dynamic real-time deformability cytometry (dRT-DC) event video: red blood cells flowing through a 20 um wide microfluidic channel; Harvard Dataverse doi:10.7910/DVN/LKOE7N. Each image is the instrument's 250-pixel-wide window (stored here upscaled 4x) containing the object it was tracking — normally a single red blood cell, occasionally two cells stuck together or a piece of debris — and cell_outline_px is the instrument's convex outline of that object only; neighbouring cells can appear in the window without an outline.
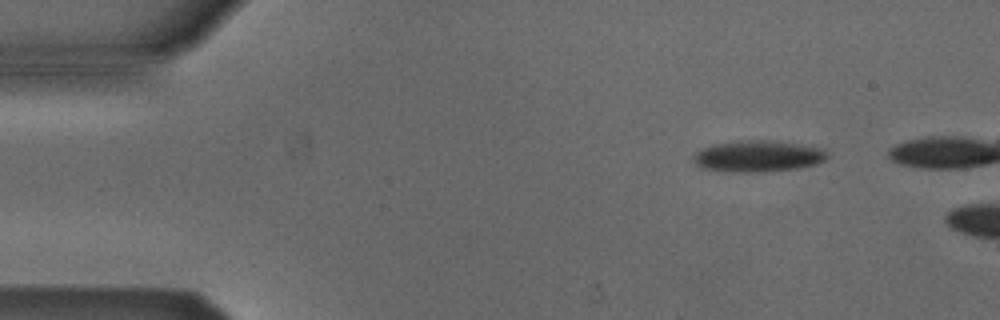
{"species": "Egyptian fruit bat (a non-hibernating species)", "species_latin": "Rousettus aegyptiacus", "temperature_condition": "cold", "stored_images_in_passage": 41, "camera_frame_rate_fps": 3000, "um_per_image_px": 0.085, "animal": {"sex": "male"}, "frame": {"image": 1, "passage_image": 1, "time_ms": 0.0, "image_size_px": [1000, 320], "cell_outline_px": [[832, 156], [816, 164], [800, 168], [764, 172], [728, 172], [700, 168], [692, 160], [692, 156], [700, 148], [712, 144], [740, 140], [764, 140], [800, 144], [824, 148]], "centroid_in_image_um": [64.42, 13.28], "position_along_channel_um": 20.6, "area_um2": 25.03}}
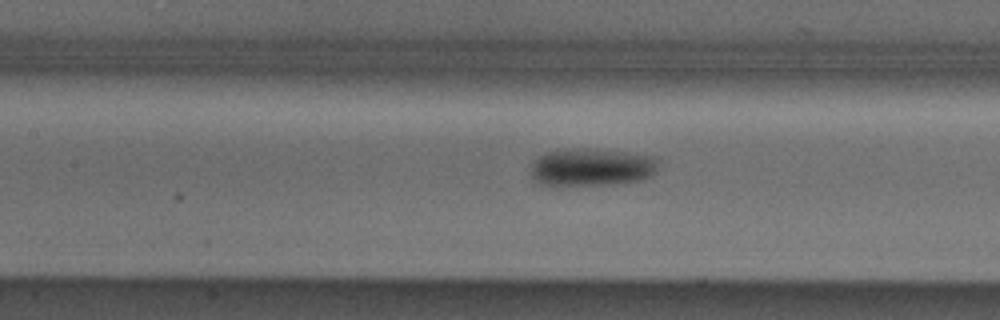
{"frame": {"image": 2, "passage_image": 18, "time_ms": 5.667, "image_size_px": [1000, 320], "cell_outline_px": [[660, 164], [656, 172], [652, 176], [644, 180], [612, 184], [556, 188], [540, 184], [532, 180], [532, 164], [540, 156], [548, 152], [568, 148], [580, 148], [624, 152], [656, 156], [660, 160]], "centroid_in_image_um": [50.31, 14.26], "position_along_channel_um": 157.1, "area_um2": 29.02}}
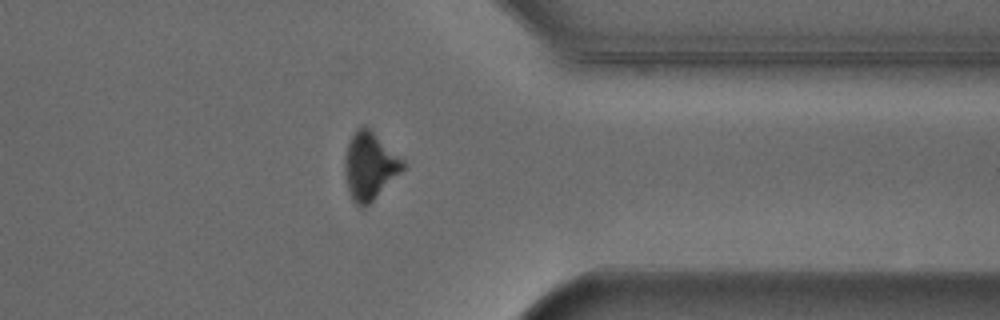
{"frame": {"image": 3, "passage_image": 36, "time_ms": 11.667, "image_size_px": [1000, 320], "cell_outline_px": [[408, 164], [364, 208], [360, 208], [352, 200], [348, 192], [344, 172], [344, 156], [348, 144], [356, 128], [364, 124], [404, 160]], "centroid_in_image_um": [31.39, 14.1], "position_along_channel_um": 380.0, "area_um2": 22.66}}